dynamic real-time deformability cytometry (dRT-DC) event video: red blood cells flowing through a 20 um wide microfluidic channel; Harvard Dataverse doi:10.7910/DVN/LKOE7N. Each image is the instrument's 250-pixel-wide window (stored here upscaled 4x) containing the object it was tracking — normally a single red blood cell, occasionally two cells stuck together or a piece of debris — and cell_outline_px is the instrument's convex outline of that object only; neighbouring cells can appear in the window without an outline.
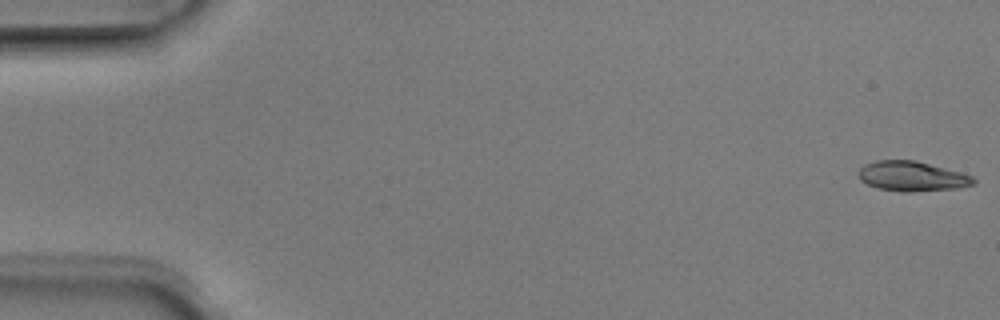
{"species": "Egyptian fruit bat (a non-hibernating species)", "species_latin": "Rousettus aegyptiacus", "temperature_condition": "room temperature", "stored_images_in_passage": 5, "camera_frame_rate_fps": 3000, "um_per_image_px": 0.085, "animal": {"sex": "male"}, "frame": {"image": 1, "passage_image": 1, "time_ms": 0.0, "image_size_px": [1000, 320], "cell_outline_px": [[976, 184], [960, 188], [908, 192], [900, 192], [876, 188], [860, 180], [856, 172], [864, 164], [876, 160], [916, 160], [960, 172], [972, 176], [976, 180]], "centroid_in_image_um": [77.5, 14.98], "position_along_channel_um": 7.5, "area_um2": 20.29}}
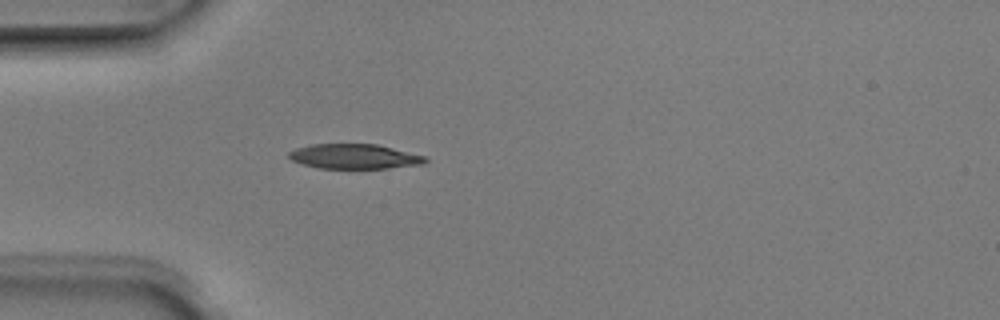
{"frame": {"image": 2, "passage_image": 5, "time_ms": 1.333, "image_size_px": [1000, 320], "cell_outline_px": [[428, 160], [424, 164], [388, 168], [320, 168], [304, 164], [292, 160], [288, 156], [288, 152], [296, 148], [312, 144], [376, 144], [424, 156]], "centroid_in_image_um": [30.11, 13.29], "position_along_channel_um": 54.9, "area_um2": 19.48}}